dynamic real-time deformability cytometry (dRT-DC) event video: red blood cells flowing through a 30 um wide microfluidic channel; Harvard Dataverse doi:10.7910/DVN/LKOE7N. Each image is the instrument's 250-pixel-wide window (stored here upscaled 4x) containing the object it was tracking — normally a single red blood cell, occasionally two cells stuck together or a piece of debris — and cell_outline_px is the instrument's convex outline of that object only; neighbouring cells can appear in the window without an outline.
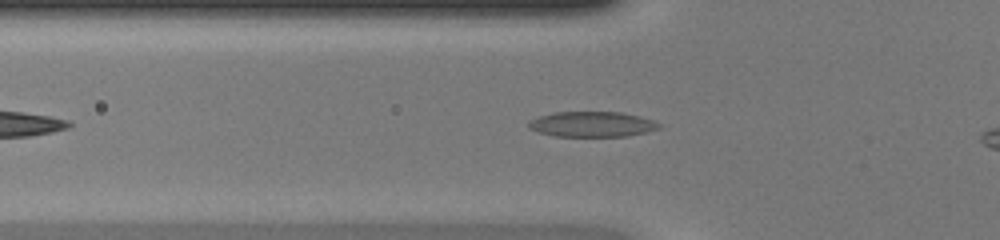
{"species": "common noctule bat (a hibernating species)", "species_latin": "Nyctalus noctula", "temperature_condition": "warm", "stored_images_in_passage": 35, "camera_frame_rate_fps": 3000, "um_per_image_px": 0.085, "animal": {"sex": "female", "body_mass_g": 20.0, "forearm_length_mm": 54.0}, "frame": {"image": 1, "passage_image": 8, "time_ms": 2.333, "image_size_px": [1000, 240], "cell_outline_px": [[660, 128], [648, 132], [628, 136], [556, 136], [536, 132], [528, 128], [528, 120], [552, 112], [620, 112], [652, 120], [660, 124]], "centroid_in_image_um": [50.28, 10.56], "position_along_channel_um": 75.5, "area_um2": 19.25}}
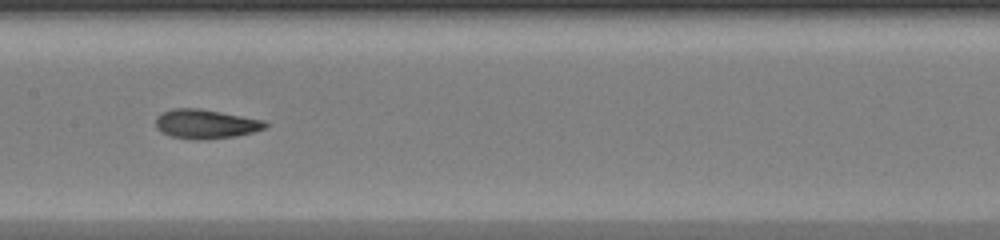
{"frame": {"image": 2, "passage_image": 16, "time_ms": 5.0, "image_size_px": [1000, 240], "cell_outline_px": [[268, 128], [236, 136], [200, 140], [196, 140], [172, 136], [156, 128], [156, 116], [172, 108], [200, 108], [264, 120], [268, 124]], "centroid_in_image_um": [17.51, 10.53], "position_along_channel_um": 189.9, "area_um2": 18.61}}
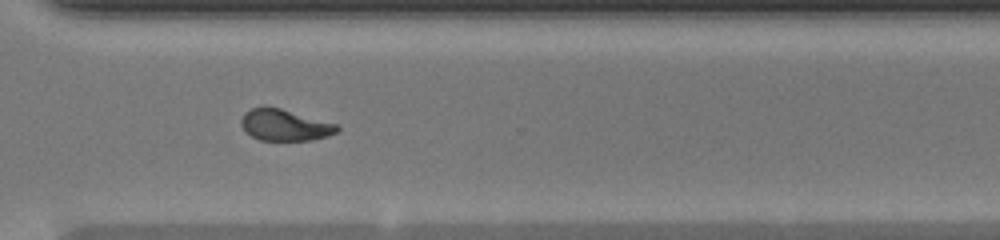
{"frame": {"image": 3, "passage_image": 27, "time_ms": 8.667, "image_size_px": [1000, 240], "cell_outline_px": [[340, 128], [336, 132], [328, 136], [312, 140], [260, 140], [252, 136], [240, 124], [240, 120], [244, 112], [252, 108], [280, 108], [336, 124]], "centroid_in_image_um": [24.2, 10.64], "position_along_channel_um": 346.4, "area_um2": 17.17}, "authors_computed_cell_mechanics": {"area_um2": 18.3226, "velocity_mm_per_s": 4.274, "shape_relaxation_time_tau1_ms": 5.4341, "shape_relaxation_time_tau2_ms": 1.5624, "deformation_change_tau1": 0.2117, "deformation_change_tau2": 0.0761}}